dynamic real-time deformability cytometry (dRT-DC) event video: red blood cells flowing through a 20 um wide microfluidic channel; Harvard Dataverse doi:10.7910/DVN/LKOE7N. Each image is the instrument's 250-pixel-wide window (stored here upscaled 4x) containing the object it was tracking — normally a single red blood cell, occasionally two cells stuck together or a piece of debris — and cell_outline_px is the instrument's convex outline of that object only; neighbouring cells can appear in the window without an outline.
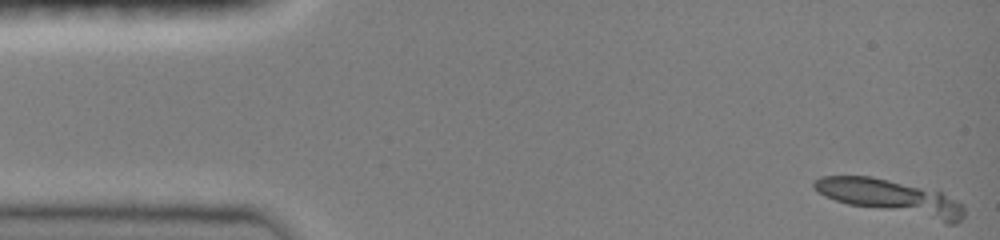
{"species": "common noctule bat (a hibernating species)", "species_latin": "Nyctalus noctula", "temperature_condition": "room temperature", "stored_images_in_passage": 28, "camera_frame_rate_fps": 3000, "um_per_image_px": 0.085, "animal": {"sex": "female", "body_mass_g": 19.0, "forearm_length_mm": 51.5}, "frame": {"image": 1, "passage_image": 1, "time_ms": 0.0, "image_size_px": [1000, 240], "cell_outline_px": [[964, 216], [956, 224], [944, 224], [848, 204], [824, 196], [812, 188], [812, 180], [820, 176], [872, 176], [940, 192], [960, 204], [964, 208]], "centroid_in_image_um": [75.71, 16.8], "position_along_channel_um": 9.3, "area_um2": 30.52}}